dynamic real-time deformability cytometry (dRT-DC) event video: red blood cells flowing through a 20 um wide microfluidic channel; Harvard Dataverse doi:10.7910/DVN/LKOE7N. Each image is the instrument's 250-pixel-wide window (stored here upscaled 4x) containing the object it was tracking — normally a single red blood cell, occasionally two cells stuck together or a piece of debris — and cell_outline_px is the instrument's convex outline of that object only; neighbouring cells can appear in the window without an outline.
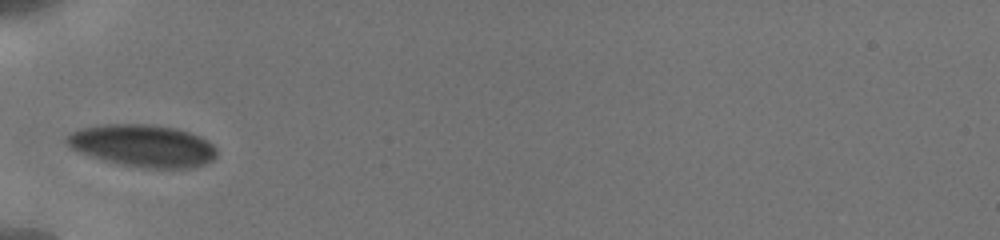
{"species": "human", "species_latin": "Homo sapiens", "temperature_condition": "cold", "stored_images_in_passage": 2, "camera_frame_rate_fps": 3000, "um_per_image_px": 0.085, "donor": {"sex": "male"}, "frame": {"image": 1, "passage_image": 1, "time_ms": 0.0, "image_size_px": [1000, 240], "cell_outline_px": [[216, 156], [212, 160], [204, 164], [192, 168], [140, 168], [104, 160], [76, 152], [64, 140], [68, 132], [100, 124], [152, 124], [176, 128], [200, 136], [208, 140], [216, 148]], "centroid_in_image_um": [12.12, 12.38], "position_along_channel_um": 72.9, "area_um2": 37.17}}